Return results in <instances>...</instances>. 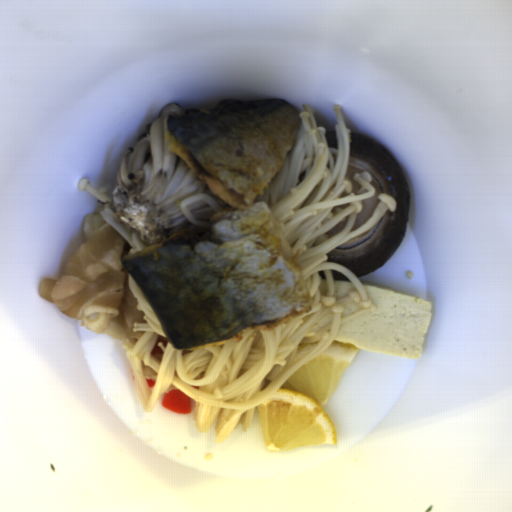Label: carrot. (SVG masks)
<instances>
[{
    "label": "carrot",
    "instance_id": "1",
    "mask_svg": "<svg viewBox=\"0 0 512 512\" xmlns=\"http://www.w3.org/2000/svg\"><path fill=\"white\" fill-rule=\"evenodd\" d=\"M157 401L169 412L179 415H188L193 411L191 398L178 389L166 392Z\"/></svg>",
    "mask_w": 512,
    "mask_h": 512
}]
</instances>
